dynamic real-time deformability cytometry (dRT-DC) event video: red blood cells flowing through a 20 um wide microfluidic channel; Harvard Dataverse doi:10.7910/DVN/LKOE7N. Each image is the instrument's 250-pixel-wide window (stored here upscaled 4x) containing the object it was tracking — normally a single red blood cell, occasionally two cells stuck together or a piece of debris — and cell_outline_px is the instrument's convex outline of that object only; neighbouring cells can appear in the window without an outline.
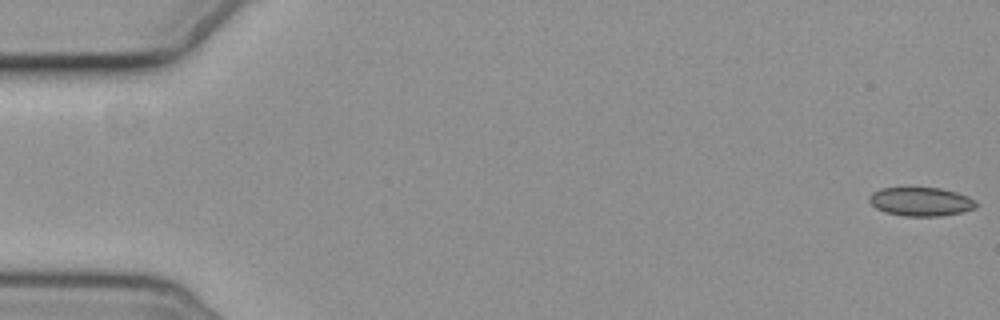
{"species": "common noctule bat (a hibernating species)", "species_latin": "Nyctalus noctula", "temperature_condition": "cold", "stored_images_in_passage": 6, "camera_frame_rate_fps": 3000, "um_per_image_px": 0.085, "animal": {"sex": "female", "body_mass_g": 19.3, "forearm_length_mm": 54.1}, "frame": {"image": 1, "passage_image": 6, "time_ms": 7.0, "image_size_px": [1000, 320], "cell_outline_px": [[976, 208], [960, 212], [940, 216], [904, 216], [884, 212], [876, 208], [868, 200], [868, 196], [872, 192], [880, 188], [940, 188], [956, 192], [968, 196], [976, 200]], "centroid_in_image_um": [78.25, 17.14], "position_along_channel_um": 6.7, "area_um2": 17.92}}